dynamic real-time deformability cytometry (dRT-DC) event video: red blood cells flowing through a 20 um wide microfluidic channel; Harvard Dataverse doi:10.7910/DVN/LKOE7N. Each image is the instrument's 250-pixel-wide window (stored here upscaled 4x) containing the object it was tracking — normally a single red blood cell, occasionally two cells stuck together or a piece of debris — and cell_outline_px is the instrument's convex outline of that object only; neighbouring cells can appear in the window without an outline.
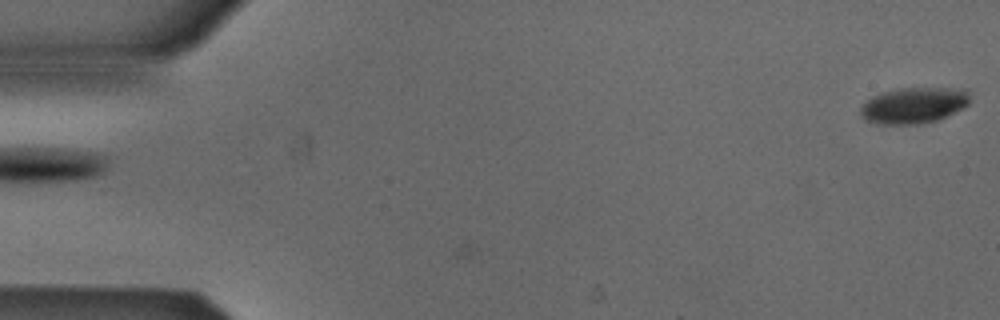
{"species": "Egyptian fruit bat (a non-hibernating species)", "species_latin": "Rousettus aegyptiacus", "temperature_condition": "cold", "stored_images_in_passage": 11, "camera_frame_rate_fps": 3000, "um_per_image_px": 0.085, "animal": {"sex": "male"}, "frame": {"image": 1, "passage_image": 1, "time_ms": 0.0, "image_size_px": [1000, 320], "cell_outline_px": [[968, 104], [936, 120], [920, 124], [884, 124], [868, 120], [860, 112], [860, 108], [872, 96], [884, 92], [900, 88], [968, 88]], "centroid_in_image_um": [77.68, 8.93], "position_along_channel_um": 7.3, "area_um2": 22.43}}